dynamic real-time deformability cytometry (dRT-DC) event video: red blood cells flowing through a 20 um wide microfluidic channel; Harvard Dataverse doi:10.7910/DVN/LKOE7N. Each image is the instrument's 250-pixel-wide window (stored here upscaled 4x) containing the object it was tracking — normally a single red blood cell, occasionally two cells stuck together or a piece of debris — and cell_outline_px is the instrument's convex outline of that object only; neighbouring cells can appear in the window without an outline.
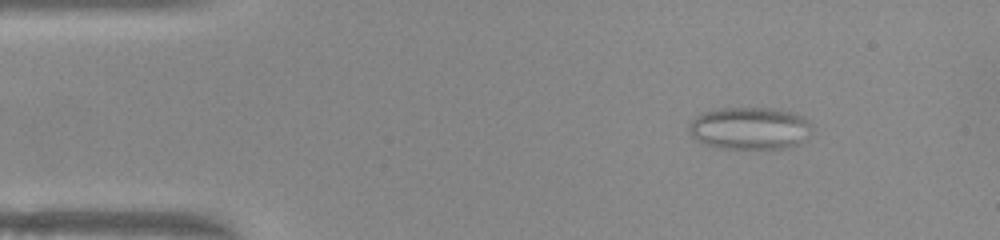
{"species": "common noctule bat (a hibernating species)", "species_latin": "Nyctalus noctula", "temperature_condition": "warm", "stored_images_in_passage": 45, "camera_frame_rate_fps": 3000, "um_per_image_px": 0.085, "animal": {"sex": "female", "body_mass_g": 22.0, "forearm_length_mm": 56.7}, "frame": {"image": 1, "passage_image": 1, "time_ms": 0.0, "image_size_px": [1000, 240], "cell_outline_px": [[812, 124], [800, 144], [788, 148], [720, 148], [704, 144], [696, 140], [688, 132], [688, 124], [696, 116], [704, 112], [720, 108], [772, 108], [792, 112], [808, 120]], "centroid_in_image_um": [63.68, 10.9], "position_along_channel_um": 21.3, "area_um2": 30.29}}
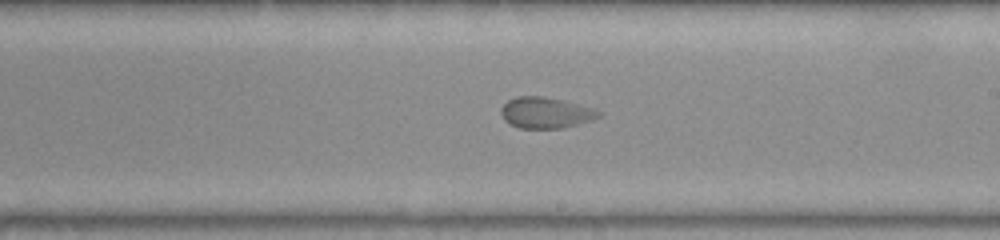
{"frame": {"image": 2, "passage_image": 23, "time_ms": 7.333, "image_size_px": [1000, 240], "cell_outline_px": [[600, 116], [592, 120], [560, 128], [520, 128], [508, 124], [504, 120], [500, 112], [500, 108], [508, 100], [516, 96], [544, 96], [592, 108], [600, 112]], "centroid_in_image_um": [46.31, 9.58], "position_along_channel_um": 242.7, "area_um2": 17.46}}
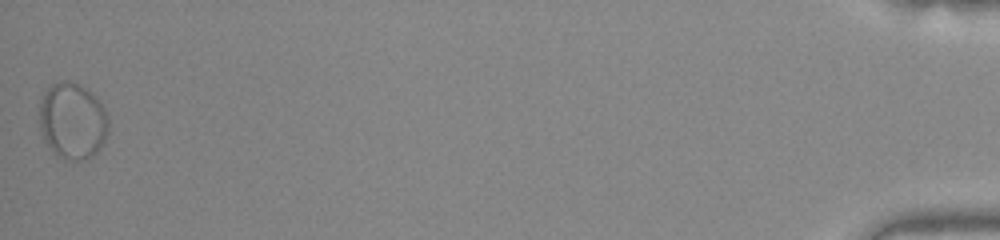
{"frame": {"image": 3, "passage_image": 45, "time_ms": 14.667, "image_size_px": [1000, 240], "cell_outline_px": [[108, 132], [100, 148], [92, 156], [84, 160], [64, 160], [56, 156], [44, 140], [36, 120], [40, 104], [44, 92], [52, 84], [68, 80], [84, 88], [104, 108], [108, 116]], "centroid_in_image_um": [6.11, 10.32], "position_along_channel_um": 429.1, "area_um2": 30.87}}